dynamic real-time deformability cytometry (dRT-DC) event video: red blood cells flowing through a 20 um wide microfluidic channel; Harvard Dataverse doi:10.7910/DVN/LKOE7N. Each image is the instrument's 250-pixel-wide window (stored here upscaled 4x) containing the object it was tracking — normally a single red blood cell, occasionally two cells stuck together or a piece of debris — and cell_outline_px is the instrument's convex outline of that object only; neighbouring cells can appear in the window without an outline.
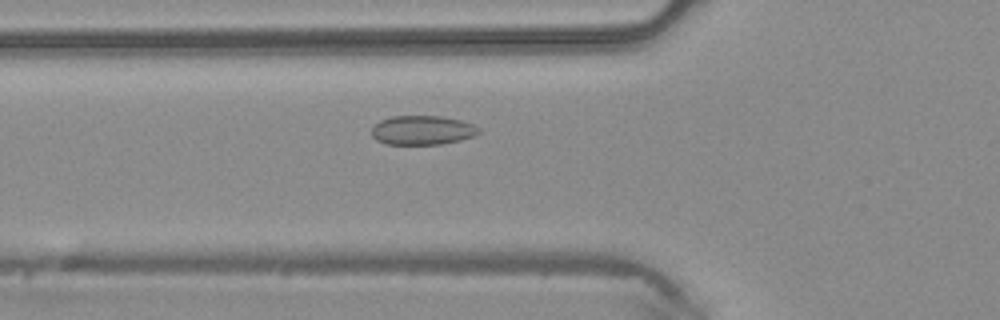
{"species": "common noctule bat (a hibernating species)", "species_latin": "Nyctalus noctula", "temperature_condition": "warm", "stored_images_in_passage": 41, "camera_frame_rate_fps": 3000, "um_per_image_px": 0.085, "animal": {"sex": "male", "body_mass_g": 20.4}, "frame": {"image": 1, "passage_image": 11, "time_ms": 3.333, "image_size_px": [1000, 320], "cell_outline_px": [[480, 132], [472, 136], [460, 140], [440, 144], [384, 144], [376, 140], [372, 136], [372, 128], [380, 120], [392, 116], [440, 116], [460, 120], [472, 124], [480, 128]], "centroid_in_image_um": [35.88, 11.07], "position_along_channel_um": 89.9, "area_um2": 18.15}}
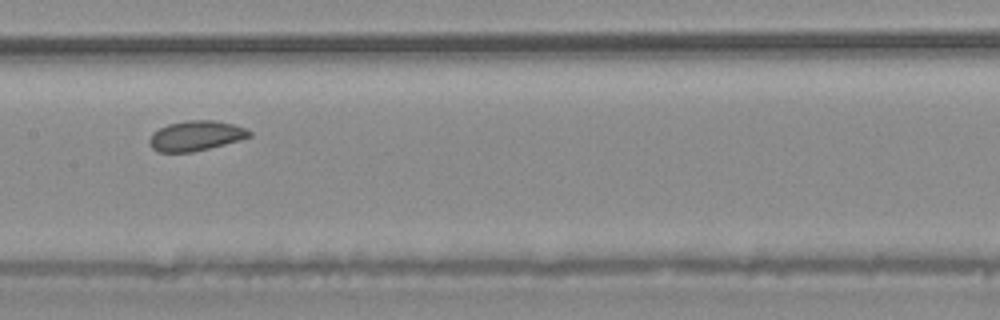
{"frame": {"image": 2, "passage_image": 18, "time_ms": 5.667, "image_size_px": [1000, 320], "cell_outline_px": [[252, 136], [240, 140], [192, 152], [156, 152], [148, 144], [148, 140], [152, 132], [168, 124], [188, 120], [216, 120], [232, 124], [244, 128], [252, 132]], "centroid_in_image_um": [16.61, 11.54], "position_along_channel_um": 190.8, "area_um2": 17.51}}
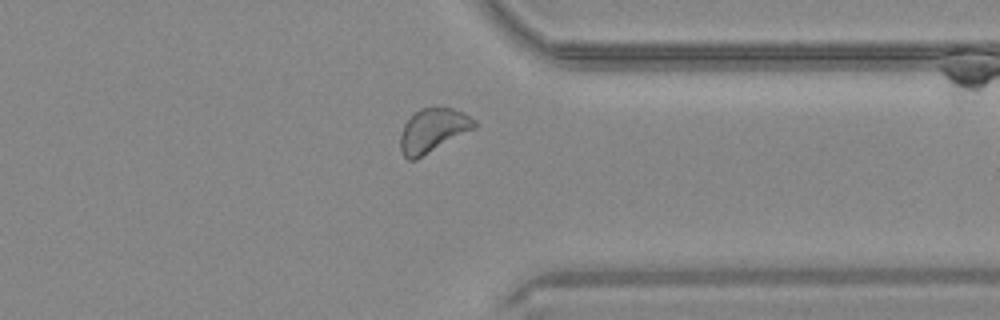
{"frame": {"image": 3, "passage_image": 31, "time_ms": 10.0, "image_size_px": [1000, 320], "cell_outline_px": [[476, 128], [416, 160], [408, 160], [404, 156], [400, 148], [400, 136], [404, 124], [420, 108], [436, 104], [452, 108], [464, 112], [476, 120]], "centroid_in_image_um": [36.82, 11.05], "position_along_channel_um": 374.6, "area_um2": 19.36}}